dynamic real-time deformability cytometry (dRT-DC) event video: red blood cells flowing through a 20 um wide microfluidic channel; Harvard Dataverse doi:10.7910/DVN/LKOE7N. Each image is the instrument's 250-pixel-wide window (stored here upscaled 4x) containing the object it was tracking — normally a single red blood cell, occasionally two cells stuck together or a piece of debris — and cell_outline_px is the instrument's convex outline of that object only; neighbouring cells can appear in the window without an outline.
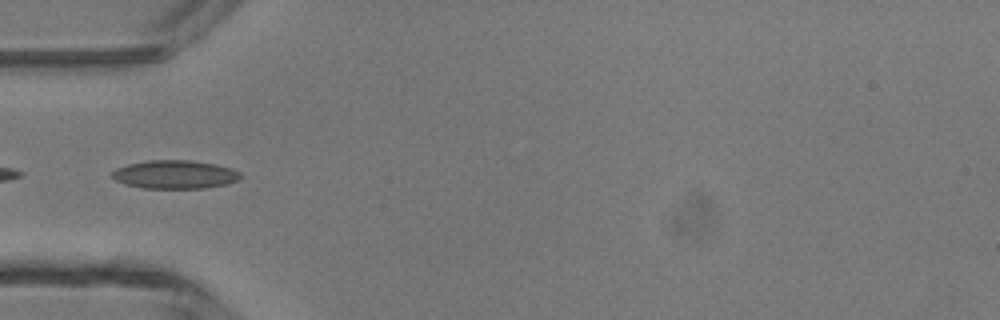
{"species": "common noctule bat (a hibernating species)", "species_latin": "Nyctalus noctula", "temperature_condition": "room temperature", "stored_images_in_passage": 23, "camera_frame_rate_fps": 3000, "um_per_image_px": 0.085, "animal": {"sex": "male", "body_mass_g": 13.3}, "frame": {"image": 1, "passage_image": 4, "time_ms": 1.0, "image_size_px": [1000, 320], "cell_outline_px": [[240, 176], [236, 180], [224, 184], [204, 188], [140, 188], [124, 184], [116, 180], [112, 176], [112, 172], [116, 168], [128, 164], [148, 160], [188, 160], [216, 164], [232, 168], [240, 172]], "centroid_in_image_um": [14.83, 14.82], "position_along_channel_um": 70.2, "area_um2": 21.15}}
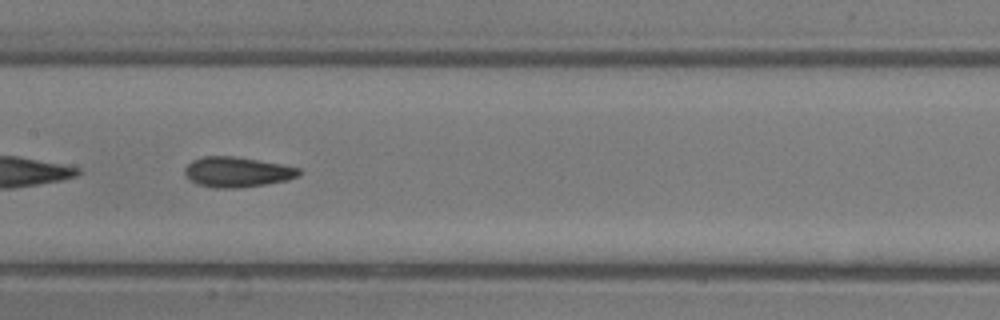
{"frame": {"image": 2, "passage_image": 12, "time_ms": 3.667, "image_size_px": [1000, 320], "cell_outline_px": [[300, 172], [296, 176], [288, 180], [264, 184], [236, 188], [212, 188], [200, 184], [192, 180], [184, 172], [184, 168], [192, 160], [204, 156], [236, 156], [284, 164], [300, 168]], "centroid_in_image_um": [20.17, 14.6], "position_along_channel_um": 187.2, "area_um2": 20.0}}
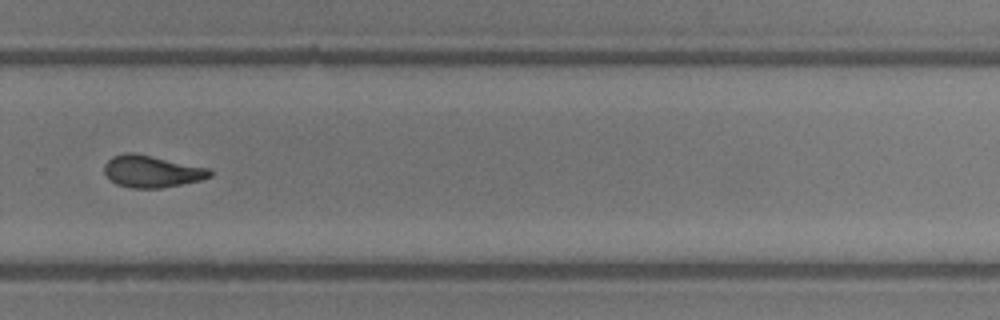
{"frame": {"image": 3, "passage_image": 21, "time_ms": 6.667, "image_size_px": [1000, 320], "cell_outline_px": [[212, 176], [200, 180], [160, 188], [132, 188], [116, 184], [104, 172], [104, 164], [112, 156], [124, 152], [136, 152], [212, 168]], "centroid_in_image_um": [12.92, 14.54], "position_along_channel_um": 316.9, "area_um2": 19.94}}